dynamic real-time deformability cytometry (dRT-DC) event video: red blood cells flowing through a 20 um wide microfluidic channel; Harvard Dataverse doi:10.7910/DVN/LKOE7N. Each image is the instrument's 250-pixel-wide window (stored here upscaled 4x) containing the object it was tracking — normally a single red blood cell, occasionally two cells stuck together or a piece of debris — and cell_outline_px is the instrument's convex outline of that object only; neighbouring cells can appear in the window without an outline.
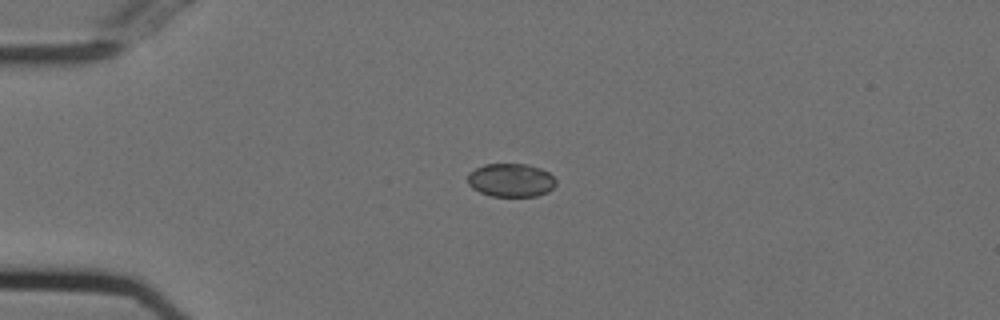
{"species": "Egyptian fruit bat (a non-hibernating species)", "species_latin": "Rousettus aegyptiacus", "temperature_condition": "cold", "stored_images_in_passage": 44, "camera_frame_rate_fps": 3000, "um_per_image_px": 0.085, "animal": {"sex": "female"}, "frame": {"image": 1, "passage_image": 3, "time_ms": 0.667, "image_size_px": [1000, 320], "cell_outline_px": [[556, 184], [548, 192], [536, 196], [492, 196], [480, 192], [472, 188], [468, 184], [468, 172], [484, 164], [528, 164], [540, 168], [548, 172], [556, 180]], "centroid_in_image_um": [43.42, 15.31], "position_along_channel_um": 41.6, "area_um2": 17.22}}
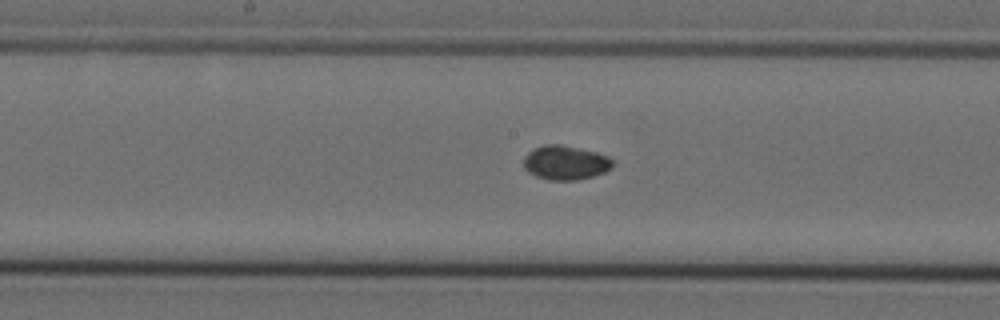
{"frame": {"image": 2, "passage_image": 18, "time_ms": 5.667, "image_size_px": [1000, 320], "cell_outline_px": [[612, 168], [604, 172], [592, 176], [576, 180], [548, 180], [536, 176], [528, 172], [524, 168], [524, 156], [532, 148], [544, 144], [560, 144], [596, 152], [608, 156], [612, 160]], "centroid_in_image_um": [48.03, 13.82], "position_along_channel_um": 200.2, "area_um2": 17.8}}
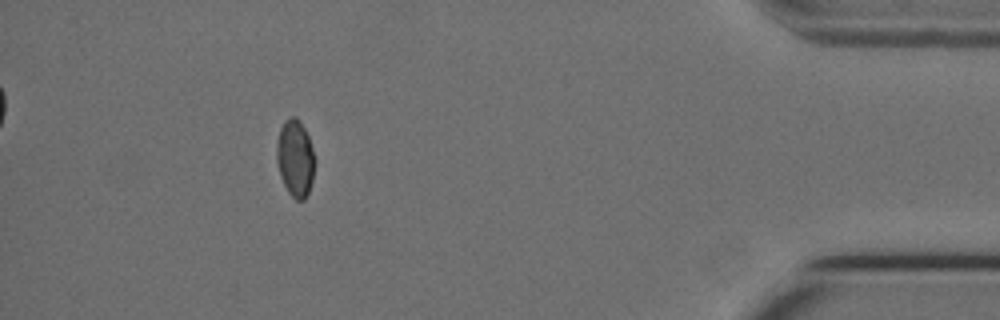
{"frame": {"image": 3, "passage_image": 39, "time_ms": 12.667, "image_size_px": [1000, 320], "cell_outline_px": [[316, 160], [312, 180], [308, 192], [304, 200], [296, 200], [288, 192], [280, 176], [276, 160], [276, 140], [280, 128], [284, 120], [292, 116], [296, 116], [304, 128], [308, 136]], "centroid_in_image_um": [25.08, 13.43], "position_along_channel_um": 410.1, "area_um2": 17.28}, "authors_computed_cell_mechanics": {"area_um2": 17.3978, "velocity_mm_per_s": 3.7449, "shape_relaxation_time_tau1_ms": null, "shape_relaxation_time_tau2_ms": 4.0136, "deformation_change_tau1": null, "deformation_change_tau2": 0.04}}